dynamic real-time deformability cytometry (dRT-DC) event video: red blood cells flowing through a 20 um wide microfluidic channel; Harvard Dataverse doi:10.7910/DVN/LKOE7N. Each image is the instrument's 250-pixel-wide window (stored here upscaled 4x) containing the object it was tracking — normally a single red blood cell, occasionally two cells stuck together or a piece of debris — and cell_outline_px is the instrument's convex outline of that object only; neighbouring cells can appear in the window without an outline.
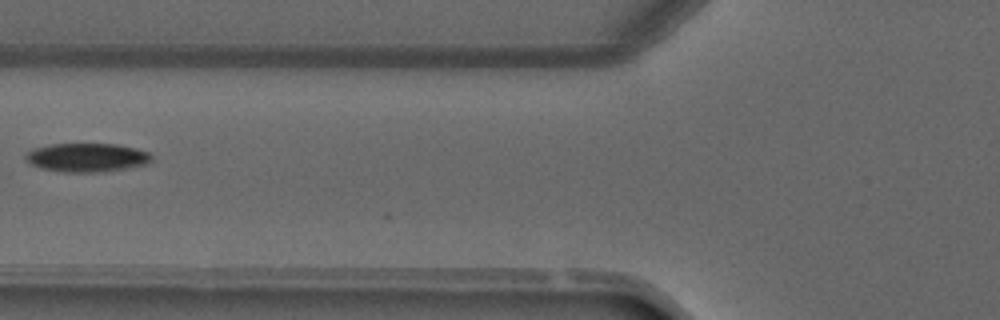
{"species": "common noctule bat (a hibernating species)", "species_latin": "Nyctalus noctula", "temperature_condition": "warm", "stored_images_in_passage": 5, "camera_frame_rate_fps": 3000, "um_per_image_px": 0.085, "animal": {"sex": "male", "forearm_length_mm": 52.5}, "frame": {"image": 1, "passage_image": 5, "time_ms": 5.333, "image_size_px": [1000, 320], "cell_outline_px": [[152, 160], [148, 164], [100, 172], [60, 172], [40, 168], [32, 164], [24, 156], [32, 148], [48, 144], [116, 144], [136, 148], [148, 152], [152, 156]], "centroid_in_image_um": [7.38, 13.38], "position_along_channel_um": 118.4, "area_um2": 21.1}}